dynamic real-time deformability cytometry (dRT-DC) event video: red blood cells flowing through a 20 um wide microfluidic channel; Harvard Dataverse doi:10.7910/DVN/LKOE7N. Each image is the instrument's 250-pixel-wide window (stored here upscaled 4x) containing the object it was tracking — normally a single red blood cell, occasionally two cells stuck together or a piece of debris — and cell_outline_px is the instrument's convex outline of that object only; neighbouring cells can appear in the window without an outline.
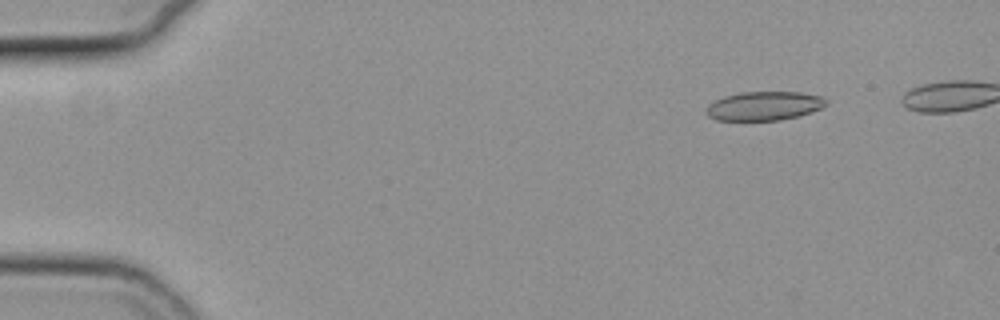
{"species": "common noctule bat (a hibernating species)", "species_latin": "Nyctalus noctula", "temperature_condition": "cold", "stored_images_in_passage": 17, "camera_frame_rate_fps": 3000, "um_per_image_px": 0.085, "animal": {"sex": "female", "body_mass_g": 19.3, "forearm_length_mm": 54.1}, "frame": {"image": 1, "passage_image": 7, "time_ms": 2.0, "image_size_px": [1000, 320], "cell_outline_px": [[828, 104], [812, 112], [800, 116], [780, 120], [716, 120], [708, 116], [704, 112], [708, 104], [724, 96], [740, 92], [800, 92], [824, 96], [828, 100]], "centroid_in_image_um": [64.98, 9.0], "position_along_channel_um": 20.0, "area_um2": 20.46}}